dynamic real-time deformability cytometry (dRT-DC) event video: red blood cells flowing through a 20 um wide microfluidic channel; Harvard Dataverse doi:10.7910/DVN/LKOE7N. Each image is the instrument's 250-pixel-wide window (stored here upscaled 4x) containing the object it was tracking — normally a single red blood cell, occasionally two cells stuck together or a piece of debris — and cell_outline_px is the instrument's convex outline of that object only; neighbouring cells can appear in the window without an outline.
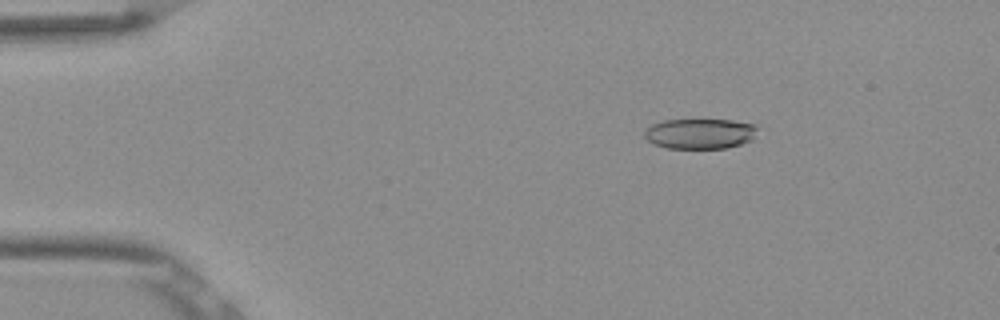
{"species": "Egyptian fruit bat (a non-hibernating species)", "species_latin": "Rousettus aegyptiacus", "temperature_condition": "room temperature", "stored_images_in_passage": 53, "camera_frame_rate_fps": 3000, "um_per_image_px": 0.085, "frame": {"image": 1, "passage_image": 9, "time_ms": 2.667, "image_size_px": [1000, 320], "cell_outline_px": [[756, 128], [752, 140], [740, 144], [724, 148], [668, 148], [652, 144], [644, 136], [644, 132], [652, 124], [664, 120], [732, 120], [756, 124]], "centroid_in_image_um": [59.48, 11.36], "position_along_channel_um": 25.5, "area_um2": 19.83}}
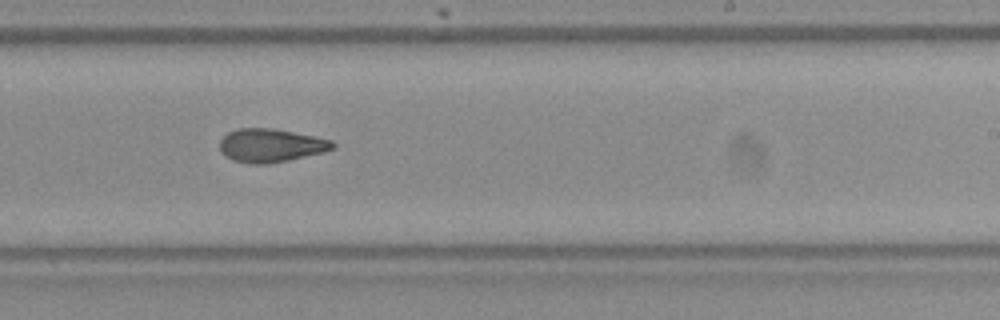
{"frame": {"image": 2, "passage_image": 33, "time_ms": 10.667, "image_size_px": [1000, 320], "cell_outline_px": [[336, 148], [324, 152], [288, 160], [268, 164], [252, 164], [232, 160], [224, 156], [220, 152], [220, 140], [228, 132], [236, 128], [272, 128], [316, 136], [332, 140], [336, 144]], "centroid_in_image_um": [23.02, 12.36], "position_along_channel_um": 266.0, "area_um2": 22.25}}
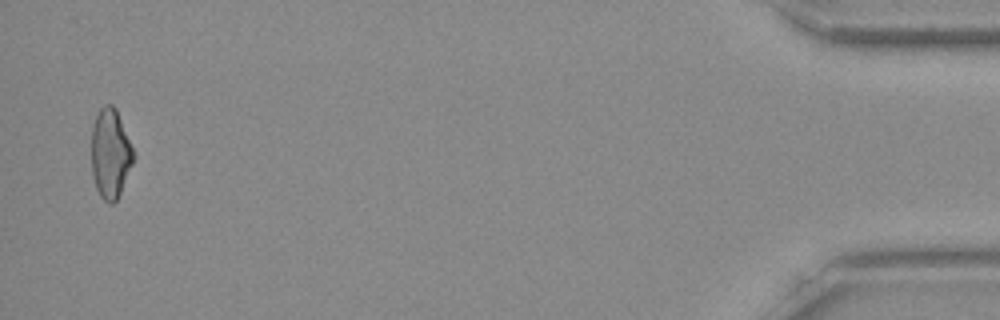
{"frame": {"image": 3, "passage_image": 52, "time_ms": 17.0, "image_size_px": [1000, 320], "cell_outline_px": [[136, 156], [120, 192], [116, 200], [112, 204], [108, 204], [100, 196], [96, 188], [92, 176], [92, 124], [100, 108], [104, 104], [112, 104], [116, 108]], "centroid_in_image_um": [9.38, 13.04], "position_along_channel_um": 425.8, "area_um2": 21.96}, "authors_computed_cell_mechanics": {"area_um2": 21.964, "velocity_mm_per_s": 3.8874, "shape_relaxation_time_tau1_ms": null, "shape_relaxation_time_tau2_ms": 3.2524, "deformation_change_tau1": null, "deformation_change_tau2": 0.11}}